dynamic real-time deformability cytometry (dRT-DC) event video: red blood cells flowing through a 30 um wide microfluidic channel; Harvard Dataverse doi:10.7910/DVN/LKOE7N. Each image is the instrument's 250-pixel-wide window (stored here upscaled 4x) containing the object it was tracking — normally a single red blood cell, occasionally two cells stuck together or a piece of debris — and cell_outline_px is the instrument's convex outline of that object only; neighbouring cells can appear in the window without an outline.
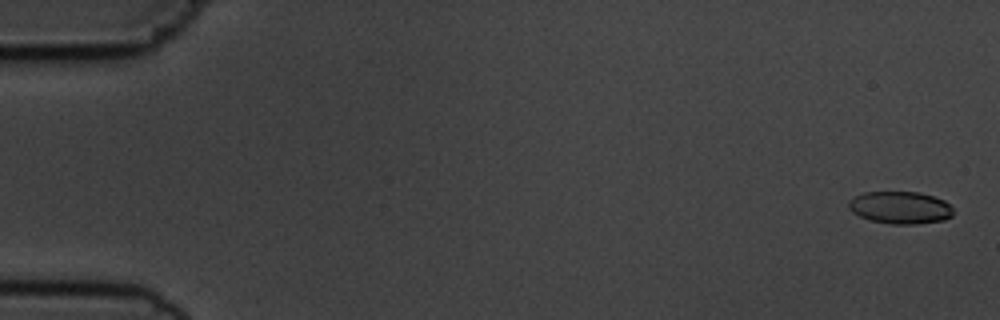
{"species": "common noctule bat (a hibernating species)", "species_latin": "Nyctalus noctula", "temperature_condition": "cold", "stored_images_in_passage": 5, "camera_frame_rate_fps": 3000, "um_per_image_px": 0.085, "animal": {"sex": "male", "body_mass_g": 19.5, "forearm_length_mm": 54.6}, "frame": {"image": 1, "passage_image": 1, "time_ms": 0.0, "image_size_px": [1000, 320], "cell_outline_px": [[952, 216], [944, 220], [916, 224], [892, 224], [872, 220], [860, 216], [852, 212], [848, 208], [848, 204], [856, 196], [864, 192], [920, 192], [944, 200], [952, 208]], "centroid_in_image_um": [76.53, 17.64], "position_along_channel_um": 8.5, "area_um2": 19.54}}
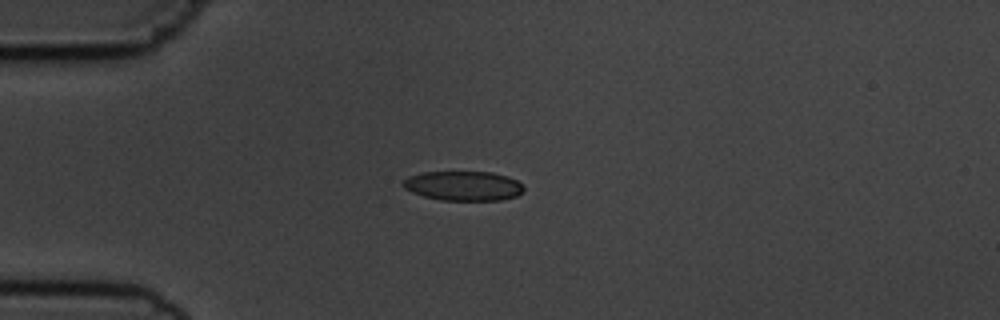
{"frame": {"image": 2, "passage_image": 5, "time_ms": 4.333, "image_size_px": [1000, 320], "cell_outline_px": [[524, 188], [516, 196], [500, 200], [440, 200], [424, 196], [412, 192], [404, 188], [400, 184], [408, 176], [424, 172], [492, 172], [508, 176], [524, 184]], "centroid_in_image_um": [39.38, 15.79], "position_along_channel_um": 45.6, "area_um2": 20.81}}